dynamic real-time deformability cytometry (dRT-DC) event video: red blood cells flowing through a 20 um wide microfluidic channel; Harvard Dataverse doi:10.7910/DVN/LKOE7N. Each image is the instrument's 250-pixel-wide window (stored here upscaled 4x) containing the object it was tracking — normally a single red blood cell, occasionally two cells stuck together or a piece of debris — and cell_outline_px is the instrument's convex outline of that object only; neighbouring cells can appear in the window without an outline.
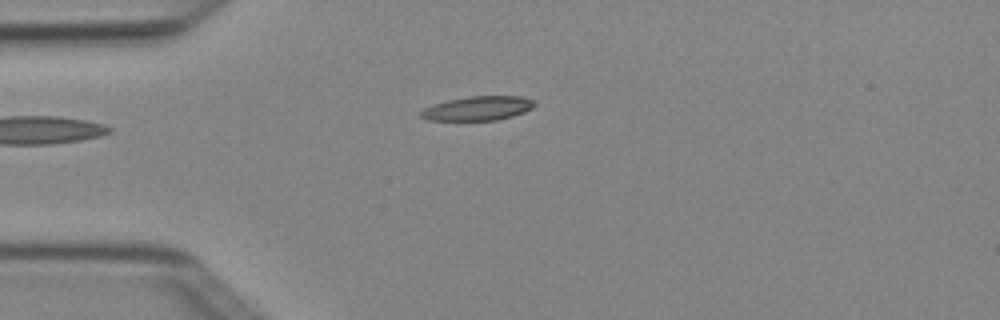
{"species": "Egyptian fruit bat (a non-hibernating species)", "species_latin": "Rousettus aegyptiacus", "temperature_condition": "cold", "stored_images_in_passage": 4, "camera_frame_rate_fps": 3000, "um_per_image_px": 0.085, "animal": {"sex": "female"}, "frame": {"image": 1, "passage_image": 3, "time_ms": 0.667, "image_size_px": [1000, 320], "cell_outline_px": [[536, 104], [532, 108], [524, 112], [512, 116], [496, 120], [428, 120], [420, 116], [420, 112], [424, 108], [432, 104], [448, 100], [468, 96], [520, 96], [532, 100]], "centroid_in_image_um": [40.6, 9.2], "position_along_channel_um": 44.4, "area_um2": 15.95}}